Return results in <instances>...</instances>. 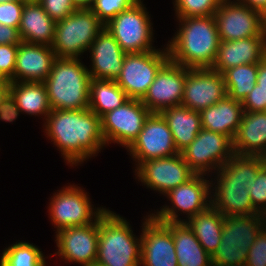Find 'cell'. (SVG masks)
<instances>
[{
	"label": "cell",
	"instance_id": "obj_26",
	"mask_svg": "<svg viewBox=\"0 0 266 266\" xmlns=\"http://www.w3.org/2000/svg\"><path fill=\"white\" fill-rule=\"evenodd\" d=\"M55 26L56 22L45 12L37 0L25 2L18 28L22 41L51 47Z\"/></svg>",
	"mask_w": 266,
	"mask_h": 266
},
{
	"label": "cell",
	"instance_id": "obj_18",
	"mask_svg": "<svg viewBox=\"0 0 266 266\" xmlns=\"http://www.w3.org/2000/svg\"><path fill=\"white\" fill-rule=\"evenodd\" d=\"M147 214L141 224L140 266H178L172 222L162 223Z\"/></svg>",
	"mask_w": 266,
	"mask_h": 266
},
{
	"label": "cell",
	"instance_id": "obj_49",
	"mask_svg": "<svg viewBox=\"0 0 266 266\" xmlns=\"http://www.w3.org/2000/svg\"><path fill=\"white\" fill-rule=\"evenodd\" d=\"M12 1H18V0H0V3H4V2H12Z\"/></svg>",
	"mask_w": 266,
	"mask_h": 266
},
{
	"label": "cell",
	"instance_id": "obj_28",
	"mask_svg": "<svg viewBox=\"0 0 266 266\" xmlns=\"http://www.w3.org/2000/svg\"><path fill=\"white\" fill-rule=\"evenodd\" d=\"M160 114L166 120L179 152L185 149L202 129L200 112L182 105L166 108Z\"/></svg>",
	"mask_w": 266,
	"mask_h": 266
},
{
	"label": "cell",
	"instance_id": "obj_27",
	"mask_svg": "<svg viewBox=\"0 0 266 266\" xmlns=\"http://www.w3.org/2000/svg\"><path fill=\"white\" fill-rule=\"evenodd\" d=\"M242 114V102L227 95L216 104L200 112L201 127L221 133L233 141L240 126Z\"/></svg>",
	"mask_w": 266,
	"mask_h": 266
},
{
	"label": "cell",
	"instance_id": "obj_14",
	"mask_svg": "<svg viewBox=\"0 0 266 266\" xmlns=\"http://www.w3.org/2000/svg\"><path fill=\"white\" fill-rule=\"evenodd\" d=\"M214 17L221 41L266 35V17L235 0H222Z\"/></svg>",
	"mask_w": 266,
	"mask_h": 266
},
{
	"label": "cell",
	"instance_id": "obj_42",
	"mask_svg": "<svg viewBox=\"0 0 266 266\" xmlns=\"http://www.w3.org/2000/svg\"><path fill=\"white\" fill-rule=\"evenodd\" d=\"M10 80H0V120L9 123Z\"/></svg>",
	"mask_w": 266,
	"mask_h": 266
},
{
	"label": "cell",
	"instance_id": "obj_21",
	"mask_svg": "<svg viewBox=\"0 0 266 266\" xmlns=\"http://www.w3.org/2000/svg\"><path fill=\"white\" fill-rule=\"evenodd\" d=\"M90 77L116 80L121 73L126 53L121 49L113 35L104 28L90 45Z\"/></svg>",
	"mask_w": 266,
	"mask_h": 266
},
{
	"label": "cell",
	"instance_id": "obj_25",
	"mask_svg": "<svg viewBox=\"0 0 266 266\" xmlns=\"http://www.w3.org/2000/svg\"><path fill=\"white\" fill-rule=\"evenodd\" d=\"M232 147L234 154L266 157V111H243Z\"/></svg>",
	"mask_w": 266,
	"mask_h": 266
},
{
	"label": "cell",
	"instance_id": "obj_19",
	"mask_svg": "<svg viewBox=\"0 0 266 266\" xmlns=\"http://www.w3.org/2000/svg\"><path fill=\"white\" fill-rule=\"evenodd\" d=\"M186 80V67L168 60L157 72L141 100L151 113L181 106Z\"/></svg>",
	"mask_w": 266,
	"mask_h": 266
},
{
	"label": "cell",
	"instance_id": "obj_41",
	"mask_svg": "<svg viewBox=\"0 0 266 266\" xmlns=\"http://www.w3.org/2000/svg\"><path fill=\"white\" fill-rule=\"evenodd\" d=\"M242 106L243 111H266V90L259 88V85L256 83L253 90L243 100Z\"/></svg>",
	"mask_w": 266,
	"mask_h": 266
},
{
	"label": "cell",
	"instance_id": "obj_3",
	"mask_svg": "<svg viewBox=\"0 0 266 266\" xmlns=\"http://www.w3.org/2000/svg\"><path fill=\"white\" fill-rule=\"evenodd\" d=\"M176 19L179 28L165 44L169 60L186 68H212L221 42L215 17Z\"/></svg>",
	"mask_w": 266,
	"mask_h": 266
},
{
	"label": "cell",
	"instance_id": "obj_20",
	"mask_svg": "<svg viewBox=\"0 0 266 266\" xmlns=\"http://www.w3.org/2000/svg\"><path fill=\"white\" fill-rule=\"evenodd\" d=\"M225 96L223 74L211 68H186L182 106L201 112Z\"/></svg>",
	"mask_w": 266,
	"mask_h": 266
},
{
	"label": "cell",
	"instance_id": "obj_35",
	"mask_svg": "<svg viewBox=\"0 0 266 266\" xmlns=\"http://www.w3.org/2000/svg\"><path fill=\"white\" fill-rule=\"evenodd\" d=\"M138 0H96L92 12L106 25L120 12L130 8Z\"/></svg>",
	"mask_w": 266,
	"mask_h": 266
},
{
	"label": "cell",
	"instance_id": "obj_15",
	"mask_svg": "<svg viewBox=\"0 0 266 266\" xmlns=\"http://www.w3.org/2000/svg\"><path fill=\"white\" fill-rule=\"evenodd\" d=\"M133 172L142 186L162 195L186 183L195 175L184 161L181 153L167 158L141 162Z\"/></svg>",
	"mask_w": 266,
	"mask_h": 266
},
{
	"label": "cell",
	"instance_id": "obj_32",
	"mask_svg": "<svg viewBox=\"0 0 266 266\" xmlns=\"http://www.w3.org/2000/svg\"><path fill=\"white\" fill-rule=\"evenodd\" d=\"M258 63L232 67L223 73L227 95L243 102L257 83Z\"/></svg>",
	"mask_w": 266,
	"mask_h": 266
},
{
	"label": "cell",
	"instance_id": "obj_46",
	"mask_svg": "<svg viewBox=\"0 0 266 266\" xmlns=\"http://www.w3.org/2000/svg\"><path fill=\"white\" fill-rule=\"evenodd\" d=\"M96 0H72L76 9H91Z\"/></svg>",
	"mask_w": 266,
	"mask_h": 266
},
{
	"label": "cell",
	"instance_id": "obj_9",
	"mask_svg": "<svg viewBox=\"0 0 266 266\" xmlns=\"http://www.w3.org/2000/svg\"><path fill=\"white\" fill-rule=\"evenodd\" d=\"M151 14L147 11L143 0H138L130 8L120 12L110 20L106 28L127 53L154 51V34Z\"/></svg>",
	"mask_w": 266,
	"mask_h": 266
},
{
	"label": "cell",
	"instance_id": "obj_31",
	"mask_svg": "<svg viewBox=\"0 0 266 266\" xmlns=\"http://www.w3.org/2000/svg\"><path fill=\"white\" fill-rule=\"evenodd\" d=\"M129 100L115 80L91 78L89 109L100 118Z\"/></svg>",
	"mask_w": 266,
	"mask_h": 266
},
{
	"label": "cell",
	"instance_id": "obj_44",
	"mask_svg": "<svg viewBox=\"0 0 266 266\" xmlns=\"http://www.w3.org/2000/svg\"><path fill=\"white\" fill-rule=\"evenodd\" d=\"M238 3L260 11L266 17V0H235Z\"/></svg>",
	"mask_w": 266,
	"mask_h": 266
},
{
	"label": "cell",
	"instance_id": "obj_22",
	"mask_svg": "<svg viewBox=\"0 0 266 266\" xmlns=\"http://www.w3.org/2000/svg\"><path fill=\"white\" fill-rule=\"evenodd\" d=\"M55 59L50 46L22 41L18 45L14 82H44Z\"/></svg>",
	"mask_w": 266,
	"mask_h": 266
},
{
	"label": "cell",
	"instance_id": "obj_5",
	"mask_svg": "<svg viewBox=\"0 0 266 266\" xmlns=\"http://www.w3.org/2000/svg\"><path fill=\"white\" fill-rule=\"evenodd\" d=\"M129 220L106 209L99 217L97 266H140L141 235L133 234Z\"/></svg>",
	"mask_w": 266,
	"mask_h": 266
},
{
	"label": "cell",
	"instance_id": "obj_2",
	"mask_svg": "<svg viewBox=\"0 0 266 266\" xmlns=\"http://www.w3.org/2000/svg\"><path fill=\"white\" fill-rule=\"evenodd\" d=\"M265 164L266 157L233 154L225 165L210 175L211 206L224 216L260 214L253 207L246 188Z\"/></svg>",
	"mask_w": 266,
	"mask_h": 266
},
{
	"label": "cell",
	"instance_id": "obj_11",
	"mask_svg": "<svg viewBox=\"0 0 266 266\" xmlns=\"http://www.w3.org/2000/svg\"><path fill=\"white\" fill-rule=\"evenodd\" d=\"M162 47L163 49L125 55L121 73L115 81L129 99L142 100L157 72L169 60L167 47Z\"/></svg>",
	"mask_w": 266,
	"mask_h": 266
},
{
	"label": "cell",
	"instance_id": "obj_4",
	"mask_svg": "<svg viewBox=\"0 0 266 266\" xmlns=\"http://www.w3.org/2000/svg\"><path fill=\"white\" fill-rule=\"evenodd\" d=\"M81 58H56L44 81L51 110L89 108L91 77Z\"/></svg>",
	"mask_w": 266,
	"mask_h": 266
},
{
	"label": "cell",
	"instance_id": "obj_37",
	"mask_svg": "<svg viewBox=\"0 0 266 266\" xmlns=\"http://www.w3.org/2000/svg\"><path fill=\"white\" fill-rule=\"evenodd\" d=\"M244 266H266V227L257 234L255 241L247 251V259Z\"/></svg>",
	"mask_w": 266,
	"mask_h": 266
},
{
	"label": "cell",
	"instance_id": "obj_1",
	"mask_svg": "<svg viewBox=\"0 0 266 266\" xmlns=\"http://www.w3.org/2000/svg\"><path fill=\"white\" fill-rule=\"evenodd\" d=\"M42 128L69 167L82 165L107 146L101 131V118L89 108L51 110Z\"/></svg>",
	"mask_w": 266,
	"mask_h": 266
},
{
	"label": "cell",
	"instance_id": "obj_12",
	"mask_svg": "<svg viewBox=\"0 0 266 266\" xmlns=\"http://www.w3.org/2000/svg\"><path fill=\"white\" fill-rule=\"evenodd\" d=\"M195 174H215L232 157V141L225 135L202 128L180 152Z\"/></svg>",
	"mask_w": 266,
	"mask_h": 266
},
{
	"label": "cell",
	"instance_id": "obj_10",
	"mask_svg": "<svg viewBox=\"0 0 266 266\" xmlns=\"http://www.w3.org/2000/svg\"><path fill=\"white\" fill-rule=\"evenodd\" d=\"M209 177L208 175L195 174L186 183L170 190L164 195L171 202L170 205L164 204L160 210H154L150 215L162 223L185 222L190 217L205 211L211 206ZM178 212L186 215V219H181Z\"/></svg>",
	"mask_w": 266,
	"mask_h": 266
},
{
	"label": "cell",
	"instance_id": "obj_6",
	"mask_svg": "<svg viewBox=\"0 0 266 266\" xmlns=\"http://www.w3.org/2000/svg\"><path fill=\"white\" fill-rule=\"evenodd\" d=\"M104 27L91 9H76L57 21L51 45L56 58H81Z\"/></svg>",
	"mask_w": 266,
	"mask_h": 266
},
{
	"label": "cell",
	"instance_id": "obj_24",
	"mask_svg": "<svg viewBox=\"0 0 266 266\" xmlns=\"http://www.w3.org/2000/svg\"><path fill=\"white\" fill-rule=\"evenodd\" d=\"M50 112L51 107L44 82H11L9 123H13L20 113L42 116V120L45 121Z\"/></svg>",
	"mask_w": 266,
	"mask_h": 266
},
{
	"label": "cell",
	"instance_id": "obj_40",
	"mask_svg": "<svg viewBox=\"0 0 266 266\" xmlns=\"http://www.w3.org/2000/svg\"><path fill=\"white\" fill-rule=\"evenodd\" d=\"M18 45H0V70L14 82L15 61Z\"/></svg>",
	"mask_w": 266,
	"mask_h": 266
},
{
	"label": "cell",
	"instance_id": "obj_7",
	"mask_svg": "<svg viewBox=\"0 0 266 266\" xmlns=\"http://www.w3.org/2000/svg\"><path fill=\"white\" fill-rule=\"evenodd\" d=\"M263 227L261 214L223 216L221 242L211 256L212 266H244L247 251Z\"/></svg>",
	"mask_w": 266,
	"mask_h": 266
},
{
	"label": "cell",
	"instance_id": "obj_17",
	"mask_svg": "<svg viewBox=\"0 0 266 266\" xmlns=\"http://www.w3.org/2000/svg\"><path fill=\"white\" fill-rule=\"evenodd\" d=\"M55 242L58 251L56 256L65 263H76L80 266H94L96 263L99 218L92 224L67 227L55 232Z\"/></svg>",
	"mask_w": 266,
	"mask_h": 266
},
{
	"label": "cell",
	"instance_id": "obj_13",
	"mask_svg": "<svg viewBox=\"0 0 266 266\" xmlns=\"http://www.w3.org/2000/svg\"><path fill=\"white\" fill-rule=\"evenodd\" d=\"M151 112L141 100L129 99L122 106L101 117V131L106 145L119 144L126 150L137 139Z\"/></svg>",
	"mask_w": 266,
	"mask_h": 266
},
{
	"label": "cell",
	"instance_id": "obj_45",
	"mask_svg": "<svg viewBox=\"0 0 266 266\" xmlns=\"http://www.w3.org/2000/svg\"><path fill=\"white\" fill-rule=\"evenodd\" d=\"M257 84L266 90V57L258 63Z\"/></svg>",
	"mask_w": 266,
	"mask_h": 266
},
{
	"label": "cell",
	"instance_id": "obj_30",
	"mask_svg": "<svg viewBox=\"0 0 266 266\" xmlns=\"http://www.w3.org/2000/svg\"><path fill=\"white\" fill-rule=\"evenodd\" d=\"M223 216L220 211L210 206L185 221L210 256L216 252L221 242Z\"/></svg>",
	"mask_w": 266,
	"mask_h": 266
},
{
	"label": "cell",
	"instance_id": "obj_38",
	"mask_svg": "<svg viewBox=\"0 0 266 266\" xmlns=\"http://www.w3.org/2000/svg\"><path fill=\"white\" fill-rule=\"evenodd\" d=\"M27 0L0 3V24L19 28L23 6Z\"/></svg>",
	"mask_w": 266,
	"mask_h": 266
},
{
	"label": "cell",
	"instance_id": "obj_36",
	"mask_svg": "<svg viewBox=\"0 0 266 266\" xmlns=\"http://www.w3.org/2000/svg\"><path fill=\"white\" fill-rule=\"evenodd\" d=\"M253 207L260 213L266 209V164L258 171L256 179L246 188Z\"/></svg>",
	"mask_w": 266,
	"mask_h": 266
},
{
	"label": "cell",
	"instance_id": "obj_33",
	"mask_svg": "<svg viewBox=\"0 0 266 266\" xmlns=\"http://www.w3.org/2000/svg\"><path fill=\"white\" fill-rule=\"evenodd\" d=\"M26 241L9 244L2 251L0 266H47L42 250Z\"/></svg>",
	"mask_w": 266,
	"mask_h": 266
},
{
	"label": "cell",
	"instance_id": "obj_39",
	"mask_svg": "<svg viewBox=\"0 0 266 266\" xmlns=\"http://www.w3.org/2000/svg\"><path fill=\"white\" fill-rule=\"evenodd\" d=\"M45 12L55 21L63 20L76 10L72 0H37Z\"/></svg>",
	"mask_w": 266,
	"mask_h": 266
},
{
	"label": "cell",
	"instance_id": "obj_43",
	"mask_svg": "<svg viewBox=\"0 0 266 266\" xmlns=\"http://www.w3.org/2000/svg\"><path fill=\"white\" fill-rule=\"evenodd\" d=\"M21 42L18 28L0 24V45H19Z\"/></svg>",
	"mask_w": 266,
	"mask_h": 266
},
{
	"label": "cell",
	"instance_id": "obj_34",
	"mask_svg": "<svg viewBox=\"0 0 266 266\" xmlns=\"http://www.w3.org/2000/svg\"><path fill=\"white\" fill-rule=\"evenodd\" d=\"M222 0H173L176 18L214 16Z\"/></svg>",
	"mask_w": 266,
	"mask_h": 266
},
{
	"label": "cell",
	"instance_id": "obj_16",
	"mask_svg": "<svg viewBox=\"0 0 266 266\" xmlns=\"http://www.w3.org/2000/svg\"><path fill=\"white\" fill-rule=\"evenodd\" d=\"M135 168L150 159L167 158L180 153L166 120L160 113H151L137 139L127 149Z\"/></svg>",
	"mask_w": 266,
	"mask_h": 266
},
{
	"label": "cell",
	"instance_id": "obj_23",
	"mask_svg": "<svg viewBox=\"0 0 266 266\" xmlns=\"http://www.w3.org/2000/svg\"><path fill=\"white\" fill-rule=\"evenodd\" d=\"M265 57L266 35L221 41L211 69L223 74L232 67L259 63Z\"/></svg>",
	"mask_w": 266,
	"mask_h": 266
},
{
	"label": "cell",
	"instance_id": "obj_48",
	"mask_svg": "<svg viewBox=\"0 0 266 266\" xmlns=\"http://www.w3.org/2000/svg\"><path fill=\"white\" fill-rule=\"evenodd\" d=\"M261 216H262V219H263L264 226L266 227V209H265L264 212H262Z\"/></svg>",
	"mask_w": 266,
	"mask_h": 266
},
{
	"label": "cell",
	"instance_id": "obj_29",
	"mask_svg": "<svg viewBox=\"0 0 266 266\" xmlns=\"http://www.w3.org/2000/svg\"><path fill=\"white\" fill-rule=\"evenodd\" d=\"M172 238L178 266H212L211 256L185 222H172Z\"/></svg>",
	"mask_w": 266,
	"mask_h": 266
},
{
	"label": "cell",
	"instance_id": "obj_47",
	"mask_svg": "<svg viewBox=\"0 0 266 266\" xmlns=\"http://www.w3.org/2000/svg\"><path fill=\"white\" fill-rule=\"evenodd\" d=\"M0 80H10V79L0 70Z\"/></svg>",
	"mask_w": 266,
	"mask_h": 266
},
{
	"label": "cell",
	"instance_id": "obj_8",
	"mask_svg": "<svg viewBox=\"0 0 266 266\" xmlns=\"http://www.w3.org/2000/svg\"><path fill=\"white\" fill-rule=\"evenodd\" d=\"M56 191L47 206L55 232L67 227L92 224L107 209L104 206L94 207L88 192L76 184L68 183Z\"/></svg>",
	"mask_w": 266,
	"mask_h": 266
}]
</instances>
